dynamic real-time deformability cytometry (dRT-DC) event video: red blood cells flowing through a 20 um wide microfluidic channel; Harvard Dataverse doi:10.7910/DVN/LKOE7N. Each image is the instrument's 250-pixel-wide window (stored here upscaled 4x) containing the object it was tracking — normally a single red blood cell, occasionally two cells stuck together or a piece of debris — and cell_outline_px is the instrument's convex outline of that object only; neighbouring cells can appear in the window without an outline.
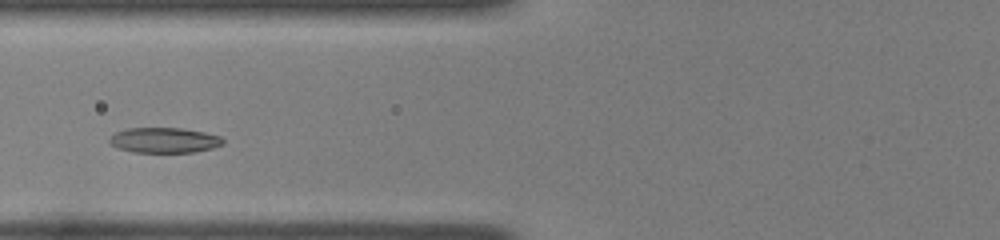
{"species": "common noctule bat (a hibernating species)", "species_latin": "Nyctalus noctula", "temperature_condition": "room temperature", "stored_images_in_passage": 38, "camera_frame_rate_fps": 3000, "um_per_image_px": 0.085, "animal": {"sex": "female", "body_mass_g": 22.0, "forearm_length_mm": 56.7}, "frame": {"image": 1, "passage_image": 9, "time_ms": 2.667, "image_size_px": [1000, 240], "cell_outline_px": [[224, 144], [212, 148], [192, 152], [132, 152], [116, 148], [108, 140], [116, 132], [128, 128], [184, 128], [204, 132], [220, 136], [224, 140]], "centroid_in_image_um": [13.97, 11.91], "position_along_channel_um": 111.8, "area_um2": 16.7}}
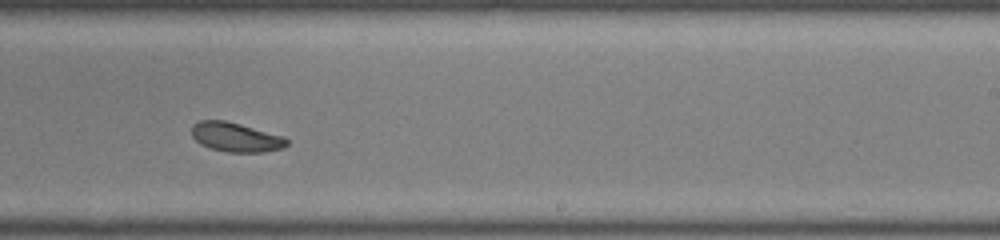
{"frame": {"image": 2, "passage_image": 21, "time_ms": 6.667, "image_size_px": [1000, 240], "cell_outline_px": [[288, 144], [284, 148], [264, 152], [224, 152], [208, 148], [200, 144], [192, 136], [192, 124], [200, 120], [224, 120], [240, 124], [284, 136], [288, 140]], "centroid_in_image_um": [20.03, 11.67], "position_along_channel_um": 269.0, "area_um2": 16.42}}
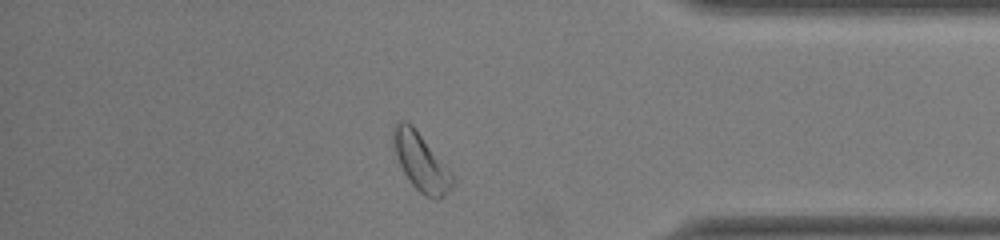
{"frame": {"image": 3, "passage_image": 32, "time_ms": 10.333, "image_size_px": [1000, 240], "cell_outline_px": [[456, 180], [444, 196], [440, 200], [436, 200], [424, 196], [412, 184], [404, 172], [400, 164], [392, 140], [392, 128], [400, 120], [404, 120], [412, 124], [448, 168]], "centroid_in_image_um": [35.79, 13.77], "position_along_channel_um": 399.4, "area_um2": 19.65}, "authors_computed_cell_mechanics": {"area_um2": 16.762, "velocity_mm_per_s": 3.9421, "shape_relaxation_time_tau1_ms": 4.0654, "shape_relaxation_time_tau2_ms": null, "deformation_change_tau1": 0.1204, "deformation_change_tau2": null}}